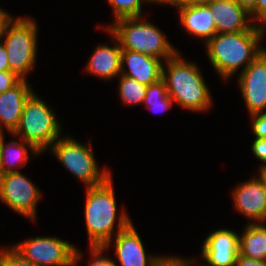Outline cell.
<instances>
[{
    "label": "cell",
    "instance_id": "cell-1",
    "mask_svg": "<svg viewBox=\"0 0 266 266\" xmlns=\"http://www.w3.org/2000/svg\"><path fill=\"white\" fill-rule=\"evenodd\" d=\"M85 194L84 217L89 246H103L107 250L111 247L112 239H114L112 235L115 234L116 236L126 229L132 221L124 209L117 213L112 176L100 185L86 187ZM116 222L118 224L115 233Z\"/></svg>",
    "mask_w": 266,
    "mask_h": 266
},
{
    "label": "cell",
    "instance_id": "cell-2",
    "mask_svg": "<svg viewBox=\"0 0 266 266\" xmlns=\"http://www.w3.org/2000/svg\"><path fill=\"white\" fill-rule=\"evenodd\" d=\"M178 51L164 61L162 79L169 97L181 108L206 112L212 107V97L198 65L180 56Z\"/></svg>",
    "mask_w": 266,
    "mask_h": 266
},
{
    "label": "cell",
    "instance_id": "cell-3",
    "mask_svg": "<svg viewBox=\"0 0 266 266\" xmlns=\"http://www.w3.org/2000/svg\"><path fill=\"white\" fill-rule=\"evenodd\" d=\"M260 40L259 30L216 33L204 46L212 67L226 81L261 53Z\"/></svg>",
    "mask_w": 266,
    "mask_h": 266
},
{
    "label": "cell",
    "instance_id": "cell-4",
    "mask_svg": "<svg viewBox=\"0 0 266 266\" xmlns=\"http://www.w3.org/2000/svg\"><path fill=\"white\" fill-rule=\"evenodd\" d=\"M113 23L104 29L107 28L119 40L122 50L136 51L164 61L178 52L164 33L145 18H122Z\"/></svg>",
    "mask_w": 266,
    "mask_h": 266
},
{
    "label": "cell",
    "instance_id": "cell-5",
    "mask_svg": "<svg viewBox=\"0 0 266 266\" xmlns=\"http://www.w3.org/2000/svg\"><path fill=\"white\" fill-rule=\"evenodd\" d=\"M55 115L53 109L34 92L25 103L20 123L12 135L32 144L42 153L62 136V125Z\"/></svg>",
    "mask_w": 266,
    "mask_h": 266
},
{
    "label": "cell",
    "instance_id": "cell-6",
    "mask_svg": "<svg viewBox=\"0 0 266 266\" xmlns=\"http://www.w3.org/2000/svg\"><path fill=\"white\" fill-rule=\"evenodd\" d=\"M35 21L30 17H13L3 35L10 71L22 80H27L37 59L38 27Z\"/></svg>",
    "mask_w": 266,
    "mask_h": 266
},
{
    "label": "cell",
    "instance_id": "cell-7",
    "mask_svg": "<svg viewBox=\"0 0 266 266\" xmlns=\"http://www.w3.org/2000/svg\"><path fill=\"white\" fill-rule=\"evenodd\" d=\"M90 144H83L70 136H61L48 149L56 159L86 187L104 183L110 176L109 169L99 168Z\"/></svg>",
    "mask_w": 266,
    "mask_h": 266
},
{
    "label": "cell",
    "instance_id": "cell-8",
    "mask_svg": "<svg viewBox=\"0 0 266 266\" xmlns=\"http://www.w3.org/2000/svg\"><path fill=\"white\" fill-rule=\"evenodd\" d=\"M12 246L37 266H75L83 258L73 244L53 236H37Z\"/></svg>",
    "mask_w": 266,
    "mask_h": 266
},
{
    "label": "cell",
    "instance_id": "cell-9",
    "mask_svg": "<svg viewBox=\"0 0 266 266\" xmlns=\"http://www.w3.org/2000/svg\"><path fill=\"white\" fill-rule=\"evenodd\" d=\"M41 197L40 189L21 172L4 175L0 188V200L14 212L34 221Z\"/></svg>",
    "mask_w": 266,
    "mask_h": 266
},
{
    "label": "cell",
    "instance_id": "cell-10",
    "mask_svg": "<svg viewBox=\"0 0 266 266\" xmlns=\"http://www.w3.org/2000/svg\"><path fill=\"white\" fill-rule=\"evenodd\" d=\"M237 80L249 115L266 113V58L260 53Z\"/></svg>",
    "mask_w": 266,
    "mask_h": 266
},
{
    "label": "cell",
    "instance_id": "cell-11",
    "mask_svg": "<svg viewBox=\"0 0 266 266\" xmlns=\"http://www.w3.org/2000/svg\"><path fill=\"white\" fill-rule=\"evenodd\" d=\"M232 196L234 208L250 220L248 224L266 223V187L259 176L237 185Z\"/></svg>",
    "mask_w": 266,
    "mask_h": 266
},
{
    "label": "cell",
    "instance_id": "cell-12",
    "mask_svg": "<svg viewBox=\"0 0 266 266\" xmlns=\"http://www.w3.org/2000/svg\"><path fill=\"white\" fill-rule=\"evenodd\" d=\"M115 257L119 266H159L165 256L147 255L133 223L114 237ZM117 265V266H118Z\"/></svg>",
    "mask_w": 266,
    "mask_h": 266
},
{
    "label": "cell",
    "instance_id": "cell-13",
    "mask_svg": "<svg viewBox=\"0 0 266 266\" xmlns=\"http://www.w3.org/2000/svg\"><path fill=\"white\" fill-rule=\"evenodd\" d=\"M201 254L207 266H235L239 234L225 228L211 232L203 241Z\"/></svg>",
    "mask_w": 266,
    "mask_h": 266
},
{
    "label": "cell",
    "instance_id": "cell-14",
    "mask_svg": "<svg viewBox=\"0 0 266 266\" xmlns=\"http://www.w3.org/2000/svg\"><path fill=\"white\" fill-rule=\"evenodd\" d=\"M215 21L217 33H236L259 30L251 15L235 0H213L208 4Z\"/></svg>",
    "mask_w": 266,
    "mask_h": 266
},
{
    "label": "cell",
    "instance_id": "cell-15",
    "mask_svg": "<svg viewBox=\"0 0 266 266\" xmlns=\"http://www.w3.org/2000/svg\"><path fill=\"white\" fill-rule=\"evenodd\" d=\"M27 82L21 80L13 88L0 94V133H4L3 127L9 134L17 129L25 103L34 93Z\"/></svg>",
    "mask_w": 266,
    "mask_h": 266
},
{
    "label": "cell",
    "instance_id": "cell-16",
    "mask_svg": "<svg viewBox=\"0 0 266 266\" xmlns=\"http://www.w3.org/2000/svg\"><path fill=\"white\" fill-rule=\"evenodd\" d=\"M156 57L131 50H122L121 75L134 78L138 82L150 85L162 79L163 63ZM128 69L126 70V66Z\"/></svg>",
    "mask_w": 266,
    "mask_h": 266
},
{
    "label": "cell",
    "instance_id": "cell-17",
    "mask_svg": "<svg viewBox=\"0 0 266 266\" xmlns=\"http://www.w3.org/2000/svg\"><path fill=\"white\" fill-rule=\"evenodd\" d=\"M106 31L110 34L111 41L115 46L111 47L105 43L95 47L87 62L86 71L108 81L121 74L122 49L119 40L107 28Z\"/></svg>",
    "mask_w": 266,
    "mask_h": 266
},
{
    "label": "cell",
    "instance_id": "cell-18",
    "mask_svg": "<svg viewBox=\"0 0 266 266\" xmlns=\"http://www.w3.org/2000/svg\"><path fill=\"white\" fill-rule=\"evenodd\" d=\"M174 7L178 9L179 20L187 33L203 39L204 44L217 33L215 21L208 5L190 6L179 2Z\"/></svg>",
    "mask_w": 266,
    "mask_h": 266
},
{
    "label": "cell",
    "instance_id": "cell-19",
    "mask_svg": "<svg viewBox=\"0 0 266 266\" xmlns=\"http://www.w3.org/2000/svg\"><path fill=\"white\" fill-rule=\"evenodd\" d=\"M4 138V134L0 133V158L5 174L20 172L16 167H23V165H26L30 158L28 149L32 151L35 157L41 154L32 144L22 139L20 142L19 140H12L6 144Z\"/></svg>",
    "mask_w": 266,
    "mask_h": 266
},
{
    "label": "cell",
    "instance_id": "cell-20",
    "mask_svg": "<svg viewBox=\"0 0 266 266\" xmlns=\"http://www.w3.org/2000/svg\"><path fill=\"white\" fill-rule=\"evenodd\" d=\"M239 235V254L256 260H266V224H246Z\"/></svg>",
    "mask_w": 266,
    "mask_h": 266
},
{
    "label": "cell",
    "instance_id": "cell-21",
    "mask_svg": "<svg viewBox=\"0 0 266 266\" xmlns=\"http://www.w3.org/2000/svg\"><path fill=\"white\" fill-rule=\"evenodd\" d=\"M174 101L169 97L163 79L147 86L143 104L153 112H165L173 107Z\"/></svg>",
    "mask_w": 266,
    "mask_h": 266
},
{
    "label": "cell",
    "instance_id": "cell-22",
    "mask_svg": "<svg viewBox=\"0 0 266 266\" xmlns=\"http://www.w3.org/2000/svg\"><path fill=\"white\" fill-rule=\"evenodd\" d=\"M119 96L125 105L143 104L146 96L147 85L142 84L134 78L119 75Z\"/></svg>",
    "mask_w": 266,
    "mask_h": 266
},
{
    "label": "cell",
    "instance_id": "cell-23",
    "mask_svg": "<svg viewBox=\"0 0 266 266\" xmlns=\"http://www.w3.org/2000/svg\"><path fill=\"white\" fill-rule=\"evenodd\" d=\"M108 2L113 8V22L122 18L142 17V6L146 3L145 0H108Z\"/></svg>",
    "mask_w": 266,
    "mask_h": 266
},
{
    "label": "cell",
    "instance_id": "cell-24",
    "mask_svg": "<svg viewBox=\"0 0 266 266\" xmlns=\"http://www.w3.org/2000/svg\"><path fill=\"white\" fill-rule=\"evenodd\" d=\"M0 266H37L22 254H20L13 246L9 249H0Z\"/></svg>",
    "mask_w": 266,
    "mask_h": 266
},
{
    "label": "cell",
    "instance_id": "cell-25",
    "mask_svg": "<svg viewBox=\"0 0 266 266\" xmlns=\"http://www.w3.org/2000/svg\"><path fill=\"white\" fill-rule=\"evenodd\" d=\"M90 250V266H117L113 259L103 254L106 251L103 246L90 247Z\"/></svg>",
    "mask_w": 266,
    "mask_h": 266
},
{
    "label": "cell",
    "instance_id": "cell-26",
    "mask_svg": "<svg viewBox=\"0 0 266 266\" xmlns=\"http://www.w3.org/2000/svg\"><path fill=\"white\" fill-rule=\"evenodd\" d=\"M252 120V133L256 139L266 138V113L250 115Z\"/></svg>",
    "mask_w": 266,
    "mask_h": 266
},
{
    "label": "cell",
    "instance_id": "cell-27",
    "mask_svg": "<svg viewBox=\"0 0 266 266\" xmlns=\"http://www.w3.org/2000/svg\"><path fill=\"white\" fill-rule=\"evenodd\" d=\"M21 80V78L10 70L0 72V94L13 88Z\"/></svg>",
    "mask_w": 266,
    "mask_h": 266
},
{
    "label": "cell",
    "instance_id": "cell-28",
    "mask_svg": "<svg viewBox=\"0 0 266 266\" xmlns=\"http://www.w3.org/2000/svg\"><path fill=\"white\" fill-rule=\"evenodd\" d=\"M251 151L253 152L254 156L262 162L260 164V168L266 166V138L264 139H254Z\"/></svg>",
    "mask_w": 266,
    "mask_h": 266
},
{
    "label": "cell",
    "instance_id": "cell-29",
    "mask_svg": "<svg viewBox=\"0 0 266 266\" xmlns=\"http://www.w3.org/2000/svg\"><path fill=\"white\" fill-rule=\"evenodd\" d=\"M251 19L256 26L266 22V0H257Z\"/></svg>",
    "mask_w": 266,
    "mask_h": 266
},
{
    "label": "cell",
    "instance_id": "cell-30",
    "mask_svg": "<svg viewBox=\"0 0 266 266\" xmlns=\"http://www.w3.org/2000/svg\"><path fill=\"white\" fill-rule=\"evenodd\" d=\"M195 261L193 258H182L174 256H166L165 260L159 266H194ZM194 263V264H193Z\"/></svg>",
    "mask_w": 266,
    "mask_h": 266
},
{
    "label": "cell",
    "instance_id": "cell-31",
    "mask_svg": "<svg viewBox=\"0 0 266 266\" xmlns=\"http://www.w3.org/2000/svg\"><path fill=\"white\" fill-rule=\"evenodd\" d=\"M235 266H266V260L251 259L238 254Z\"/></svg>",
    "mask_w": 266,
    "mask_h": 266
},
{
    "label": "cell",
    "instance_id": "cell-32",
    "mask_svg": "<svg viewBox=\"0 0 266 266\" xmlns=\"http://www.w3.org/2000/svg\"><path fill=\"white\" fill-rule=\"evenodd\" d=\"M12 18H13L12 15H10L7 11L1 9L0 7V43L4 39L3 35L5 28Z\"/></svg>",
    "mask_w": 266,
    "mask_h": 266
},
{
    "label": "cell",
    "instance_id": "cell-33",
    "mask_svg": "<svg viewBox=\"0 0 266 266\" xmlns=\"http://www.w3.org/2000/svg\"><path fill=\"white\" fill-rule=\"evenodd\" d=\"M10 70L7 52L3 42L0 43V72Z\"/></svg>",
    "mask_w": 266,
    "mask_h": 266
},
{
    "label": "cell",
    "instance_id": "cell-34",
    "mask_svg": "<svg viewBox=\"0 0 266 266\" xmlns=\"http://www.w3.org/2000/svg\"><path fill=\"white\" fill-rule=\"evenodd\" d=\"M250 15L255 11L257 0H235Z\"/></svg>",
    "mask_w": 266,
    "mask_h": 266
},
{
    "label": "cell",
    "instance_id": "cell-35",
    "mask_svg": "<svg viewBox=\"0 0 266 266\" xmlns=\"http://www.w3.org/2000/svg\"><path fill=\"white\" fill-rule=\"evenodd\" d=\"M213 0H183L182 3L190 6L208 5Z\"/></svg>",
    "mask_w": 266,
    "mask_h": 266
},
{
    "label": "cell",
    "instance_id": "cell-36",
    "mask_svg": "<svg viewBox=\"0 0 266 266\" xmlns=\"http://www.w3.org/2000/svg\"><path fill=\"white\" fill-rule=\"evenodd\" d=\"M258 29H259L261 40H262V37L264 38V34L266 33V22L260 24L258 26ZM261 54L266 58V49L264 47H261Z\"/></svg>",
    "mask_w": 266,
    "mask_h": 266
},
{
    "label": "cell",
    "instance_id": "cell-37",
    "mask_svg": "<svg viewBox=\"0 0 266 266\" xmlns=\"http://www.w3.org/2000/svg\"><path fill=\"white\" fill-rule=\"evenodd\" d=\"M145 2H146V3L149 2L150 4H151V3H152V4H153V3H154V4L157 3V4H160V5H161V4H162V5H163V4H166V5H168V4L170 5V4H171V5L173 6V0H145Z\"/></svg>",
    "mask_w": 266,
    "mask_h": 266
},
{
    "label": "cell",
    "instance_id": "cell-38",
    "mask_svg": "<svg viewBox=\"0 0 266 266\" xmlns=\"http://www.w3.org/2000/svg\"><path fill=\"white\" fill-rule=\"evenodd\" d=\"M259 177L262 179L265 187H266V166L259 168Z\"/></svg>",
    "mask_w": 266,
    "mask_h": 266
},
{
    "label": "cell",
    "instance_id": "cell-39",
    "mask_svg": "<svg viewBox=\"0 0 266 266\" xmlns=\"http://www.w3.org/2000/svg\"><path fill=\"white\" fill-rule=\"evenodd\" d=\"M4 175L5 173L3 171L2 164H1V158H0V188H1V183H2Z\"/></svg>",
    "mask_w": 266,
    "mask_h": 266
},
{
    "label": "cell",
    "instance_id": "cell-40",
    "mask_svg": "<svg viewBox=\"0 0 266 266\" xmlns=\"http://www.w3.org/2000/svg\"><path fill=\"white\" fill-rule=\"evenodd\" d=\"M183 0H173V7L178 4L179 2H182Z\"/></svg>",
    "mask_w": 266,
    "mask_h": 266
}]
</instances>
